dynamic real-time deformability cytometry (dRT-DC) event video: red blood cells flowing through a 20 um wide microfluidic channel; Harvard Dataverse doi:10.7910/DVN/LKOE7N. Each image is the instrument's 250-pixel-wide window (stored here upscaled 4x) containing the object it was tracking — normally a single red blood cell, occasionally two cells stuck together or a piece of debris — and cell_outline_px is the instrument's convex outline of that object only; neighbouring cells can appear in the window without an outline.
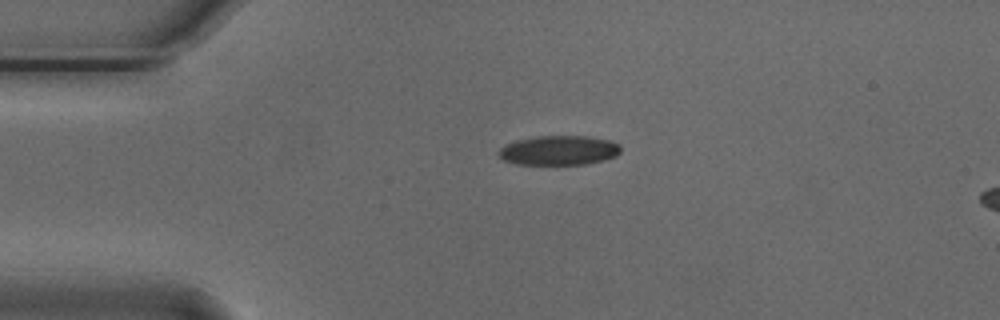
{"species": "Egyptian fruit bat (a non-hibernating species)", "species_latin": "Rousettus aegyptiacus", "temperature_condition": "cold", "stored_images_in_passage": 6, "camera_frame_rate_fps": 3000, "um_per_image_px": 0.085, "animal": {"sex": "male"}, "frame": {"image": 1, "passage_image": 1, "time_ms": 0.0, "image_size_px": [1000, 320], "cell_outline_px": [[620, 152], [616, 156], [604, 160], [584, 164], [516, 164], [504, 160], [496, 152], [504, 144], [516, 140], [536, 136], [588, 136], [612, 140], [620, 144]], "centroid_in_image_um": [47.51, 12.77], "position_along_channel_um": 37.5, "area_um2": 21.15}}